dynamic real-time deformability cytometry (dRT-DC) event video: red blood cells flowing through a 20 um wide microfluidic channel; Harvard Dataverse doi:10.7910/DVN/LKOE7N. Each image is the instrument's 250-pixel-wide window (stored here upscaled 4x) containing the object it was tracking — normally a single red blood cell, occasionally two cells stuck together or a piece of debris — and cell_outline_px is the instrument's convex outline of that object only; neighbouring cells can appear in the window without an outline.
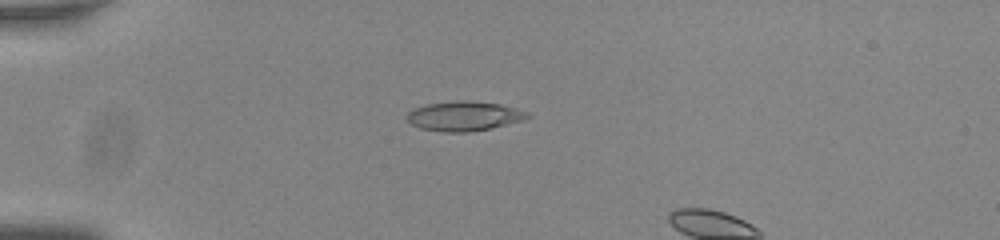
{"species": "common noctule bat (a hibernating species)", "species_latin": "Nyctalus noctula", "temperature_condition": "room temperature", "stored_images_in_passage": 5, "camera_frame_rate_fps": 3000, "um_per_image_px": 0.085, "animal": {"sex": "male", "body_mass_g": 20.0, "forearm_length_mm": 53.3}, "frame": {"image": 1, "passage_image": 2, "time_ms": 0.333, "image_size_px": [1000, 240], "cell_outline_px": [[532, 116], [520, 120], [492, 128], [468, 132], [444, 132], [420, 128], [412, 124], [408, 120], [408, 112], [412, 108], [428, 104], [456, 100], [464, 100], [500, 104], [516, 108], [528, 112]], "centroid_in_image_um": [39.44, 9.86], "position_along_channel_um": 45.6, "area_um2": 20.63}}